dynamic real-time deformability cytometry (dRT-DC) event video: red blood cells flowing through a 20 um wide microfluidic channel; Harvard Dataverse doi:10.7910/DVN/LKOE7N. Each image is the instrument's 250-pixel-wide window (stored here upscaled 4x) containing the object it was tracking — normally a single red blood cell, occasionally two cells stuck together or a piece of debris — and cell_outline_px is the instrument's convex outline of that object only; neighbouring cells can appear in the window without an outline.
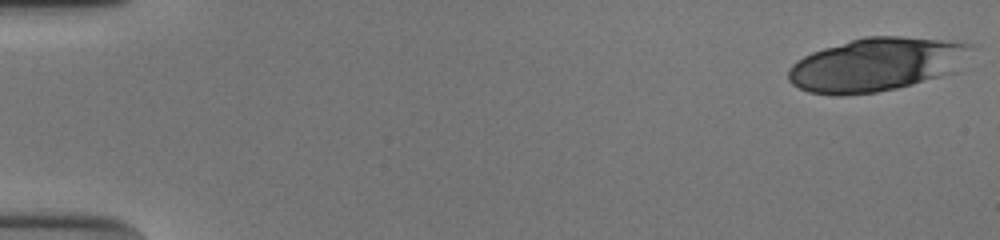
{"species": "human", "species_latin": "Homo sapiens", "temperature_condition": "cold", "stored_images_in_passage": 24, "camera_frame_rate_fps": 3000, "um_per_image_px": 0.085, "donor": {"sex": "male"}, "frame": {"image": 1, "passage_image": 1, "time_ms": 0.0, "image_size_px": [1000, 240], "cell_outline_px": [[972, 44], [960, 72], [896, 88], [876, 92], [840, 96], [836, 96], [808, 92], [792, 84], [788, 80], [788, 68], [796, 60], [812, 52], [824, 48], [864, 36], [900, 36], [956, 40]], "centroid_in_image_um": [74.54, 5.48], "position_along_channel_um": 10.5, "area_um2": 57.57}}
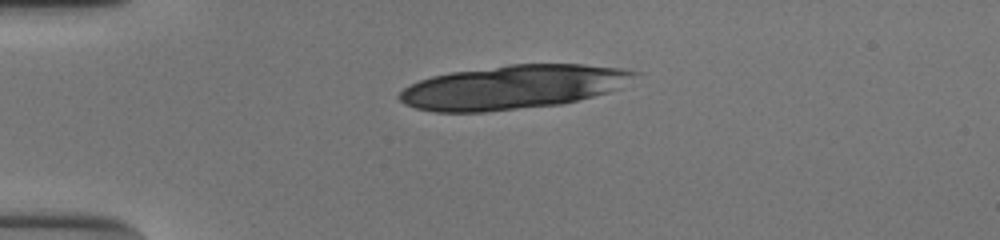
{"frame": {"image": 2, "passage_image": 13, "time_ms": 4.0, "image_size_px": [1000, 240], "cell_outline_px": [[640, 72], [620, 88], [608, 92], [560, 104], [488, 112], [436, 112], [416, 108], [404, 104], [396, 96], [404, 88], [420, 80], [432, 76], [452, 72], [508, 64], [584, 64], [620, 68]], "centroid_in_image_um": [43.58, 7.4], "position_along_channel_um": 41.4, "area_um2": 60.05}}
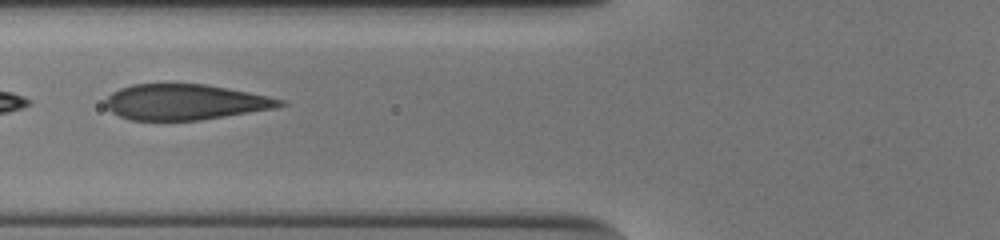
{"frame": {"image": 3, "passage_image": 22, "time_ms": 7.0, "image_size_px": [1000, 240], "cell_outline_px": [[288, 104], [276, 108], [200, 120], [128, 120], [112, 112], [104, 104], [104, 100], [112, 92], [120, 88], [132, 84], [208, 84], [268, 96], [284, 100]], "centroid_in_image_um": [15.73, 8.67], "position_along_channel_um": 110.1, "area_um2": 36.24}}